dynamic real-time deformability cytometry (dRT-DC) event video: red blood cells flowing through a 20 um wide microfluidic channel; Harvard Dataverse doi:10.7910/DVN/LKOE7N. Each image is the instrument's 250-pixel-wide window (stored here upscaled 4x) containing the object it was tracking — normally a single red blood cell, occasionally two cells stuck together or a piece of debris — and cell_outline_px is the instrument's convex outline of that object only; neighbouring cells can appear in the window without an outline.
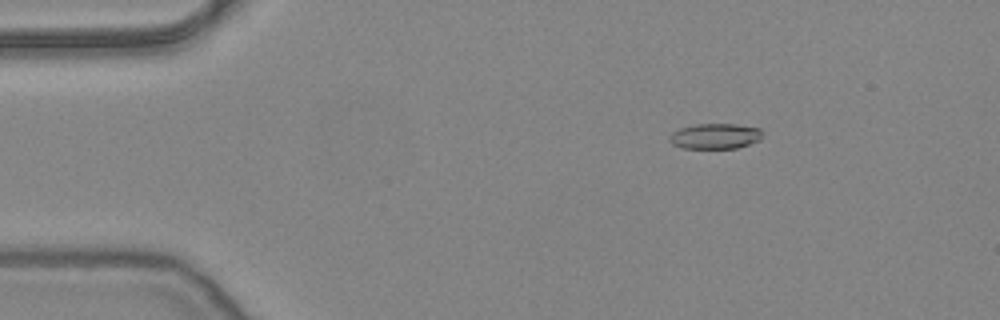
{"species": "common noctule bat (a hibernating species)", "species_latin": "Nyctalus noctula", "temperature_condition": "warm", "stored_images_in_passage": 46, "camera_frame_rate_fps": 3000, "um_per_image_px": 0.085, "animal": {"sex": "female", "body_mass_g": 24.6, "forearm_length_mm": 56.2}, "frame": {"image": 1, "passage_image": 1, "time_ms": 0.0, "image_size_px": [1000, 320], "cell_outline_px": [[764, 132], [760, 140], [736, 148], [684, 148], [672, 144], [668, 140], [668, 136], [672, 132], [680, 128], [696, 124], [736, 124], [760, 128]], "centroid_in_image_um": [60.79, 11.57], "position_along_channel_um": 24.2, "area_um2": 13.87}}
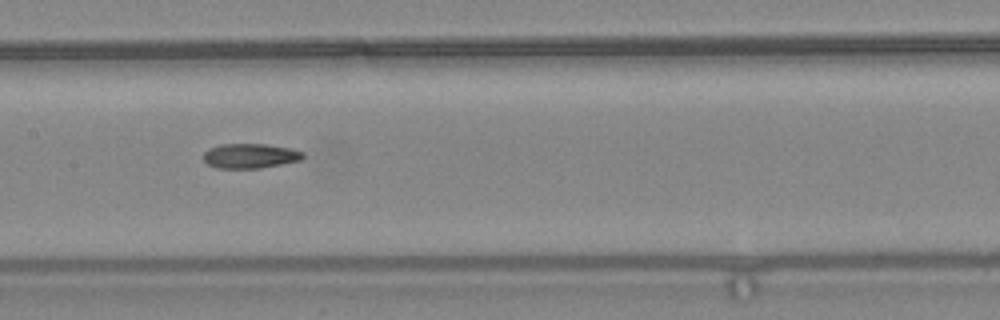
{"frame": {"image": 2, "passage_image": 19, "time_ms": 6.0, "image_size_px": [1000, 320], "cell_outline_px": [[304, 156], [300, 160], [260, 168], [216, 168], [208, 164], [204, 160], [204, 152], [208, 148], [220, 144], [264, 144], [288, 148], [304, 152]], "centroid_in_image_um": [21.22, 13.25], "position_along_channel_um": 186.2, "area_um2": 14.22}}
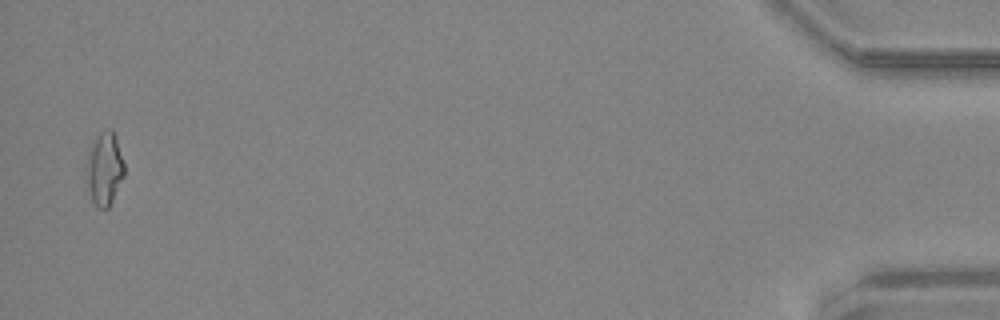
{"frame": {"image": 3, "passage_image": 45, "time_ms": 14.667, "image_size_px": [1000, 320], "cell_outline_px": [[124, 176], [108, 208], [96, 208], [92, 200], [84, 168], [88, 152], [96, 136], [100, 132], [108, 128], [112, 128], [116, 136], [124, 164]], "centroid_in_image_um": [8.86, 14.31], "position_along_channel_um": 426.3, "area_um2": 16.24}, "authors_computed_cell_mechanics": {"area_um2": 14.5078, "velocity_mm_per_s": 3.868, "shape_relaxation_time_tau1_ms": null, "shape_relaxation_time_tau2_ms": 4.9752, "deformation_change_tau1": null, "deformation_change_tau2": 0.1298}}